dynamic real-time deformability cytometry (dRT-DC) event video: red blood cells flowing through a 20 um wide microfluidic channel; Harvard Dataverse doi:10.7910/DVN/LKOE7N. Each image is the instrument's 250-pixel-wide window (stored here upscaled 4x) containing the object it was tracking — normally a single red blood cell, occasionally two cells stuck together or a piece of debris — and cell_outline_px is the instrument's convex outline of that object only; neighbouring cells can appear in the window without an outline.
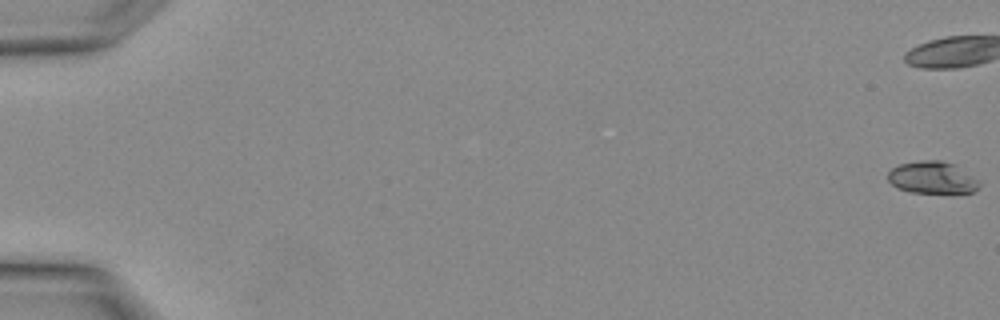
{"species": "Egyptian fruit bat (a non-hibernating species)", "species_latin": "Rousettus aegyptiacus", "temperature_condition": "warm", "stored_images_in_passage": 3, "camera_frame_rate_fps": 3000, "um_per_image_px": 0.085, "animal": {"sex": "female"}, "frame": {"image": 1, "passage_image": 1, "time_ms": 0.0, "image_size_px": [1000, 320], "cell_outline_px": [[980, 184], [972, 192], [912, 192], [896, 188], [888, 180], [888, 172], [892, 168], [900, 164], [920, 160], [940, 160], [956, 164], [972, 176]], "centroid_in_image_um": [79.2, 15.07], "position_along_channel_um": 5.8, "area_um2": 16.88}}